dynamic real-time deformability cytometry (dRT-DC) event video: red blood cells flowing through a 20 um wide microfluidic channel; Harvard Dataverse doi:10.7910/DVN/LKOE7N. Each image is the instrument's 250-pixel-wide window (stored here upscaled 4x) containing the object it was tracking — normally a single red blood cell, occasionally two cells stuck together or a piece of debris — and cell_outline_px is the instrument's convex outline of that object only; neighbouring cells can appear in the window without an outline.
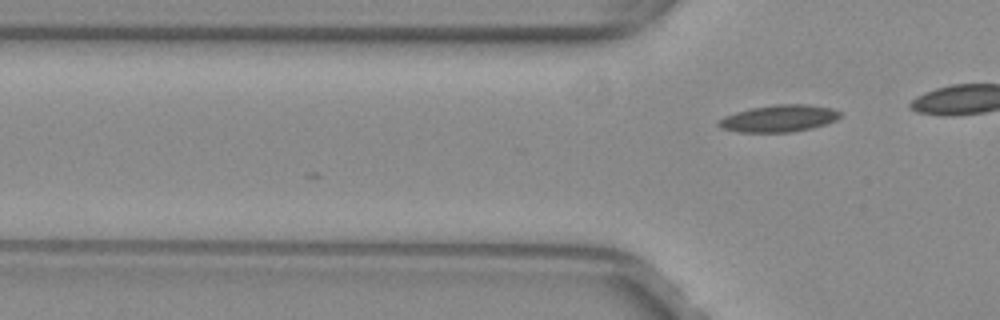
{"species": "common noctule bat (a hibernating species)", "species_latin": "Nyctalus noctula", "temperature_condition": "warm", "stored_images_in_passage": 6, "camera_frame_rate_fps": 3000, "um_per_image_px": 0.085, "animal": {"sex": "female", "body_mass_g": 29.2, "forearm_length_mm": 56.3}, "frame": {"image": 1, "passage_image": 6, "time_ms": 1.667, "image_size_px": [1000, 320], "cell_outline_px": [[840, 116], [836, 120], [812, 128], [792, 132], [740, 132], [720, 128], [716, 124], [716, 120], [724, 116], [736, 112], [752, 108], [776, 104], [808, 104], [832, 108], [840, 112]], "centroid_in_image_um": [66.17, 10.07], "position_along_channel_um": 59.6, "area_um2": 19.13}}